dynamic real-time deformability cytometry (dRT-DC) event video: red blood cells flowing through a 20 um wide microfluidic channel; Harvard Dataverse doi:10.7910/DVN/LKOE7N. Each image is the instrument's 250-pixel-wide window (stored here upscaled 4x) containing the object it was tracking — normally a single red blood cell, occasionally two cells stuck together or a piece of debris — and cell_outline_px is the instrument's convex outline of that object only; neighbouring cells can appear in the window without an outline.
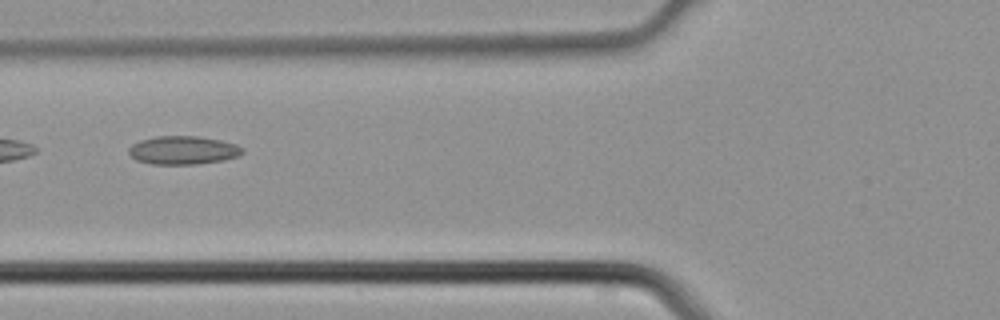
{"species": "common noctule bat (a hibernating species)", "species_latin": "Nyctalus noctula", "temperature_condition": "cold", "stored_images_in_passage": 6, "camera_frame_rate_fps": 3000, "um_per_image_px": 0.085, "animal": {"sex": "male", "body_mass_g": 21.5, "forearm_length_mm": 52.0}, "frame": {"image": 1, "passage_image": 5, "time_ms": 1.333, "image_size_px": [1000, 320], "cell_outline_px": [[244, 152], [240, 156], [224, 160], [196, 164], [152, 164], [136, 160], [128, 152], [128, 148], [132, 144], [140, 140], [156, 136], [196, 136], [220, 140], [236, 144], [244, 148]], "centroid_in_image_um": [15.58, 12.77], "position_along_channel_um": 110.2, "area_um2": 18.9}}
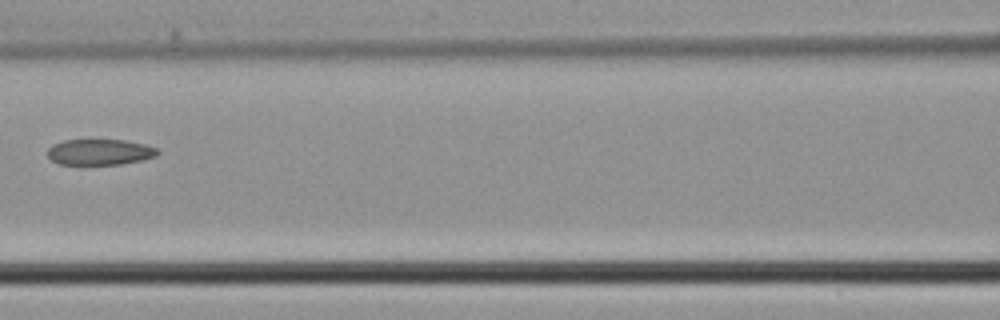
{"frame": {"image": 2, "passage_image": 6, "time_ms": 1.667, "image_size_px": [1000, 320], "cell_outline_px": [[160, 152], [156, 156], [144, 160], [120, 164], [60, 164], [52, 160], [48, 156], [48, 148], [52, 144], [64, 140], [124, 140], [144, 144], [156, 148]], "centroid_in_image_um": [8.49, 12.92], "position_along_channel_um": 158.1, "area_um2": 16.53}}